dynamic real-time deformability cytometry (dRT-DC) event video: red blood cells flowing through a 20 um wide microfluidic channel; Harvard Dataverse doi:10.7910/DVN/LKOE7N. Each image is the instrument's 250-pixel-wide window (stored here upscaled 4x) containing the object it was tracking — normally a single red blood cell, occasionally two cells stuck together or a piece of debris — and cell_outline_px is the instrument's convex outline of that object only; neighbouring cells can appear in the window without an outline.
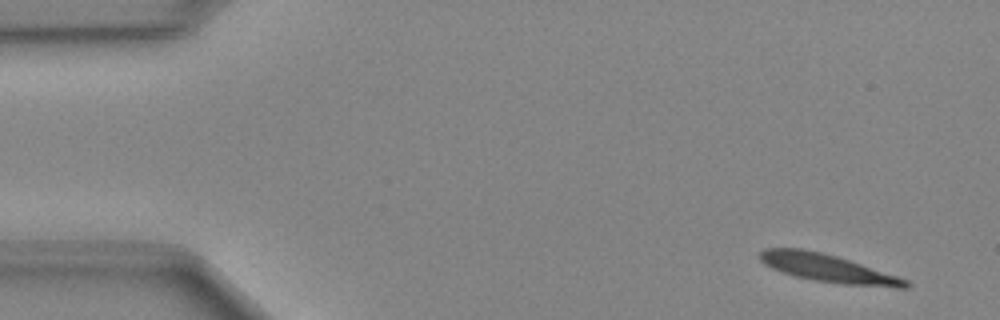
{"species": "Egyptian fruit bat (a non-hibernating species)", "species_latin": "Rousettus aegyptiacus", "temperature_condition": "cold", "stored_images_in_passage": 48, "segment_of_instrument_passage": [1, 2], "camera_frame_rate_fps": 3000, "um_per_image_px": 0.085, "animal": {"sex": "female"}, "frame": {"image": 1, "passage_image": 1, "time_ms": 0.0, "image_size_px": [1000, 320], "cell_outline_px": [[912, 284], [908, 288], [896, 288], [844, 284], [816, 280], [796, 276], [772, 268], [764, 264], [760, 260], [760, 252], [764, 248], [804, 248], [836, 256], [908, 280]], "centroid_in_image_um": [70.37, 22.8], "position_along_channel_um": 14.6, "area_um2": 23.29}}
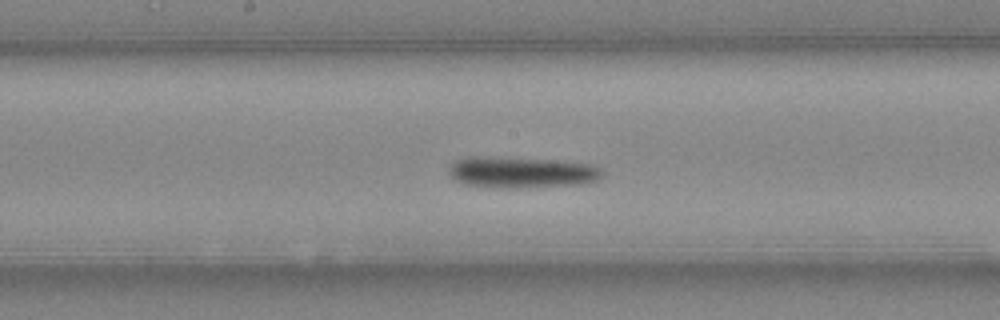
{"frame": {"image": 2, "passage_image": 23, "time_ms": 7.333, "image_size_px": [1000, 320], "cell_outline_px": [[604, 172], [596, 180], [584, 184], [520, 188], [500, 188], [464, 184], [448, 176], [448, 164], [452, 160], [468, 156], [476, 156], [548, 160], [588, 164], [600, 168]], "centroid_in_image_um": [44.22, 14.65], "position_along_channel_um": 204.0, "area_um2": 28.03}}
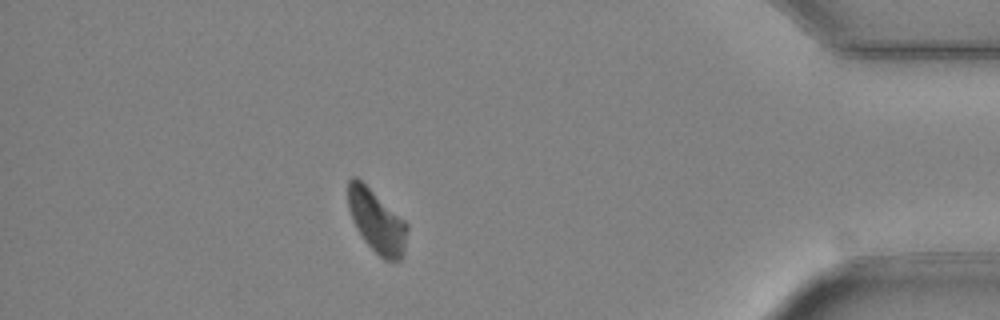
{"frame": {"image": 3, "passage_image": 41, "time_ms": 13.333, "image_size_px": [1000, 320], "cell_outline_px": [[408, 228], [404, 252], [400, 260], [384, 260], [364, 240], [356, 228], [352, 220], [348, 208], [348, 180], [352, 176], [356, 176], [404, 220], [408, 224]], "centroid_in_image_um": [32.01, 18.81], "position_along_channel_um": 403.2, "area_um2": 21.39}}